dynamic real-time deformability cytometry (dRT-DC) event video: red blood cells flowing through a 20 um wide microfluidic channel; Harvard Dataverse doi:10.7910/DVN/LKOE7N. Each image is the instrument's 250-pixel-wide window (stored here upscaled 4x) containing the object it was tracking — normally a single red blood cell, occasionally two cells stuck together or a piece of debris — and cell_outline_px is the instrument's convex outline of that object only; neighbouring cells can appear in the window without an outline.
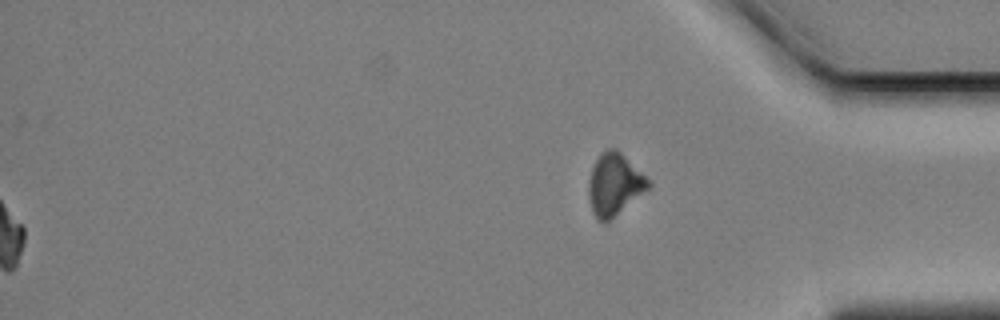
{"species": "Egyptian fruit bat (a non-hibernating species)", "species_latin": "Rousettus aegyptiacus", "temperature_condition": "cold", "stored_images_in_passage": 51, "segment_of_instrument_passage": [2, 2], "camera_frame_rate_fps": 3000, "um_per_image_px": 0.085, "animal": {"sex": "female"}, "frame": {"image": 1, "passage_image": 51, "time_ms": 16.667, "image_size_px": [1000, 320], "cell_outline_px": [[652, 184], [648, 188], [604, 224], [596, 220], [592, 212], [588, 200], [588, 180], [592, 168], [600, 152], [608, 148], [616, 148]], "centroid_in_image_um": [52.15, 15.69], "position_along_channel_um": 383.0, "area_um2": 21.21}}